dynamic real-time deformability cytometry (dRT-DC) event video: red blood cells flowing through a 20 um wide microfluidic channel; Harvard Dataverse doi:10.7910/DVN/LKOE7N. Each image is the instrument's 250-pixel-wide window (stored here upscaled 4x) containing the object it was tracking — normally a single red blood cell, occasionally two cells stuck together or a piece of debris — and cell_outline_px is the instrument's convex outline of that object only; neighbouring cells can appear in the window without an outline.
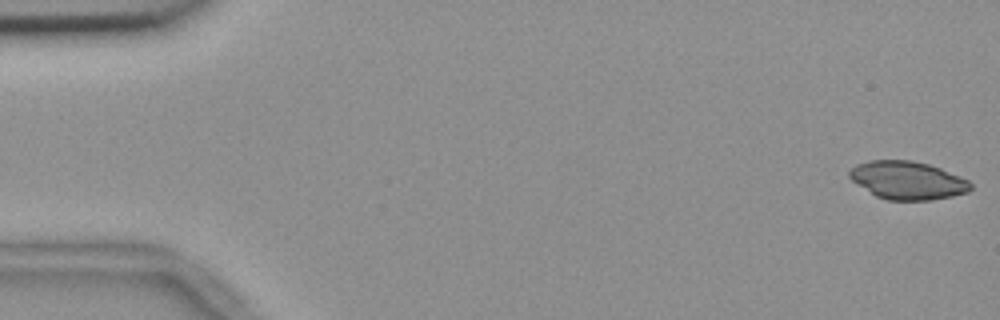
{"species": "common noctule bat (a hibernating species)", "species_latin": "Nyctalus noctula", "temperature_condition": "room temperature", "stored_images_in_passage": 55, "camera_frame_rate_fps": 3000, "um_per_image_px": 0.085, "animal": {"sex": "female", "body_mass_g": 18.4}, "frame": {"image": 1, "passage_image": 1, "time_ms": 0.0, "image_size_px": [1000, 320], "cell_outline_px": [[972, 188], [968, 192], [952, 196], [932, 200], [888, 200], [876, 196], [852, 180], [848, 176], [848, 172], [856, 164], [868, 160], [912, 160], [928, 164], [940, 168], [968, 180], [972, 184]], "centroid_in_image_um": [77.14, 15.32], "position_along_channel_um": 7.9, "area_um2": 26.82}}
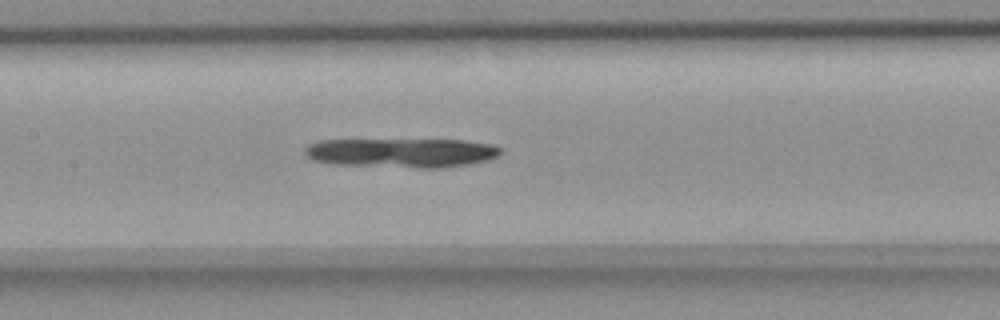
{"frame": {"image": 2, "passage_image": 26, "time_ms": 8.333, "image_size_px": [1000, 320], "cell_outline_px": [[504, 152], [488, 160], [472, 164], [444, 168], [420, 168], [328, 164], [312, 160], [304, 156], [304, 148], [308, 144], [320, 140], [464, 140], [492, 144], [504, 148]], "centroid_in_image_um": [34.14, 12.99], "position_along_channel_um": 173.3, "area_um2": 34.1}}
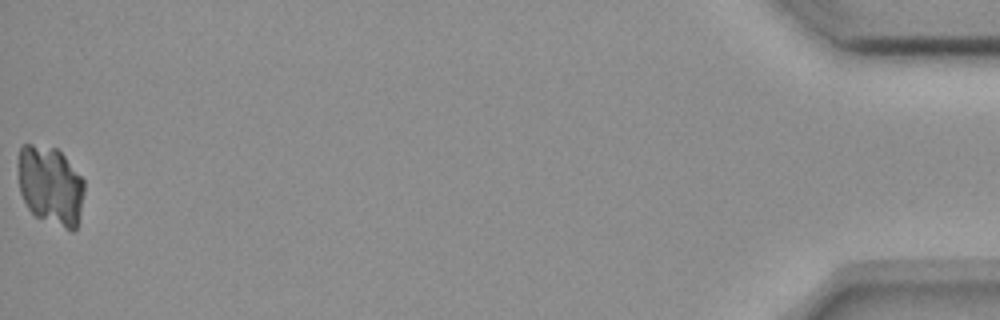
{"frame": {"image": 3, "passage_image": 55, "time_ms": 18.0, "image_size_px": [1000, 320], "cell_outline_px": [[84, 192], [76, 228], [72, 232], [36, 216], [28, 208], [20, 192], [16, 164], [20, 148], [24, 144], [32, 144], [56, 148], [64, 156], [84, 180]], "centroid_in_image_um": [4.26, 15.75], "position_along_channel_um": 430.9, "area_um2": 30.58}}